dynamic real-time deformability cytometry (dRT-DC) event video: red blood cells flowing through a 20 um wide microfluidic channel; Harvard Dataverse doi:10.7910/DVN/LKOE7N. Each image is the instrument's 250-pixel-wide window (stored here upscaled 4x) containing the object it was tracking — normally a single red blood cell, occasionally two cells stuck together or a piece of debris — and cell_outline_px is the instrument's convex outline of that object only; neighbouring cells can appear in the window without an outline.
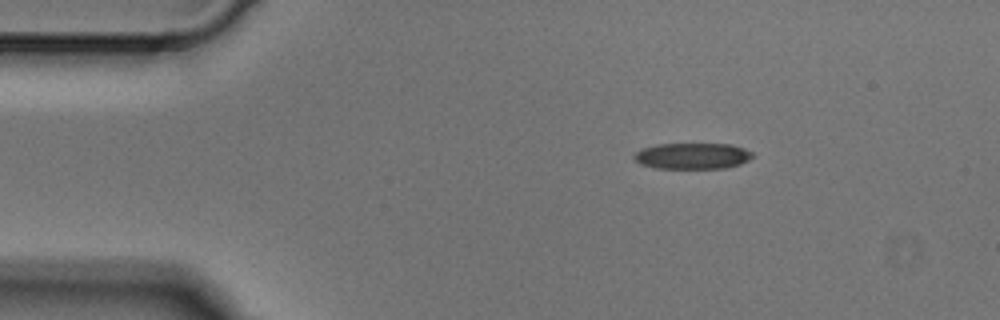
{"species": "Egyptian fruit bat (a non-hibernating species)", "species_latin": "Rousettus aegyptiacus", "temperature_condition": "cold", "stored_images_in_passage": 6, "camera_frame_rate_fps": 3000, "um_per_image_px": 0.085, "animal": {"sex": "male"}, "frame": {"image": 1, "passage_image": 1, "time_ms": 0.0, "image_size_px": [1000, 320], "cell_outline_px": [[756, 156], [740, 164], [724, 168], [656, 168], [640, 164], [632, 156], [640, 148], [656, 144], [732, 144], [744, 148], [752, 152]], "centroid_in_image_um": [58.86, 13.25], "position_along_channel_um": 26.1, "area_um2": 18.15}}
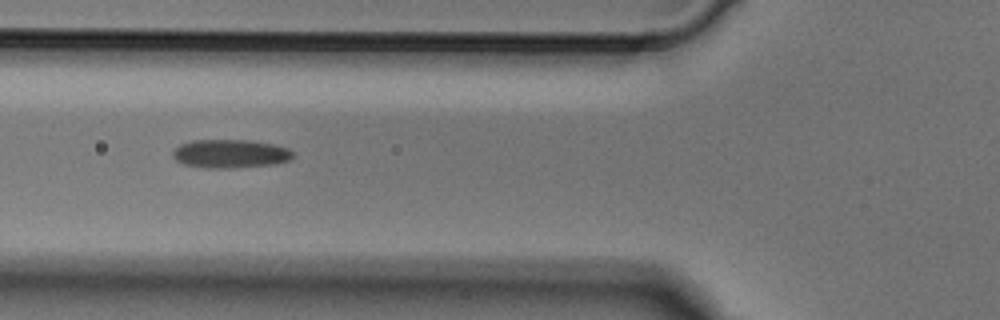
{"frame": {"image": 2, "passage_image": 4, "time_ms": 1.0, "image_size_px": [1000, 320], "cell_outline_px": [[296, 156], [288, 160], [276, 164], [228, 168], [204, 168], [184, 164], [176, 160], [172, 156], [172, 152], [180, 144], [192, 140], [248, 140], [272, 144], [288, 148]], "centroid_in_image_um": [19.57, 13.07], "position_along_channel_um": 106.2, "area_um2": 20.0}}
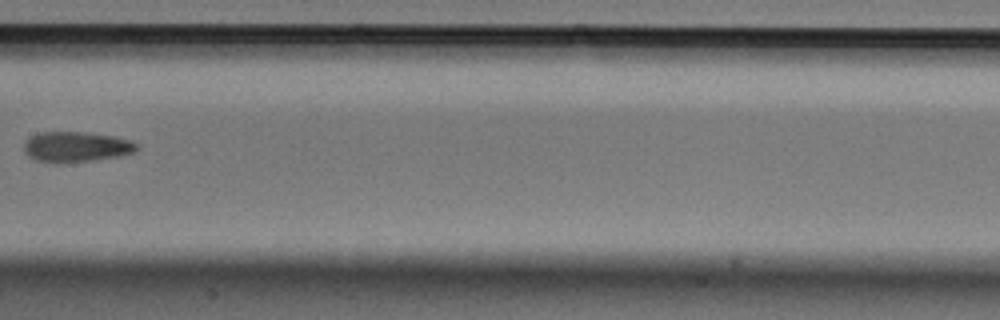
{"frame": {"image": 3, "passage_image": 6, "time_ms": 1.667, "image_size_px": [1000, 320], "cell_outline_px": [[140, 148], [132, 152], [120, 156], [92, 160], [36, 160], [28, 156], [24, 148], [24, 140], [28, 136], [40, 132], [84, 132], [112, 136], [132, 140], [140, 144]], "centroid_in_image_um": [6.51, 12.43], "position_along_channel_um": 200.9, "area_um2": 19.42}}